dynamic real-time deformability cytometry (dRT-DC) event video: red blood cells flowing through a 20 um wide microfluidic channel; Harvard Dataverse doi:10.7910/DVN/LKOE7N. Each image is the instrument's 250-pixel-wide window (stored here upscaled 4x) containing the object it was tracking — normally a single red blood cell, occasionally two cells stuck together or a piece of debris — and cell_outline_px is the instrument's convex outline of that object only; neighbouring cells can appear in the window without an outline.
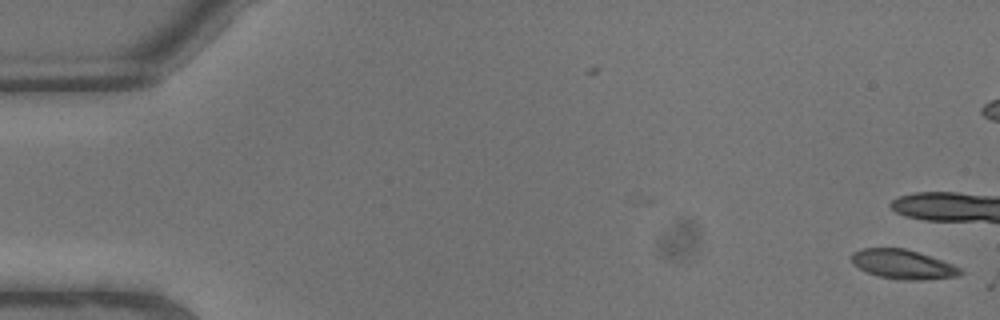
{"species": "common noctule bat (a hibernating species)", "species_latin": "Nyctalus noctula", "temperature_condition": "warm", "stored_images_in_passage": 2, "camera_frame_rate_fps": 3000, "um_per_image_px": 0.085, "animal": {"sex": "male", "body_mass_g": 13.3}, "frame": {"image": 1, "passage_image": 2, "time_ms": 0.333, "image_size_px": [1000, 320], "cell_outline_px": [[964, 272], [956, 276], [924, 280], [900, 280], [880, 276], [868, 272], [852, 264], [852, 252], [864, 248], [904, 248], [952, 264], [960, 268]], "centroid_in_image_um": [76.73, 22.47], "position_along_channel_um": 8.3, "area_um2": 18.26}}